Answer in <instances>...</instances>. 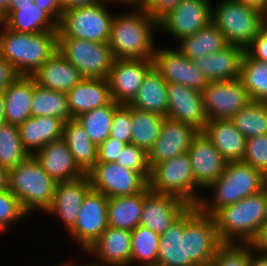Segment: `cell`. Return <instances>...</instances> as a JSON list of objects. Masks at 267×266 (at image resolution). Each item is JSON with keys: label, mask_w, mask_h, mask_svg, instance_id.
Instances as JSON below:
<instances>
[{"label": "cell", "mask_w": 267, "mask_h": 266, "mask_svg": "<svg viewBox=\"0 0 267 266\" xmlns=\"http://www.w3.org/2000/svg\"><path fill=\"white\" fill-rule=\"evenodd\" d=\"M132 9L134 12L113 17L108 40L111 52L115 59L153 60L156 47L152 36L158 22L142 7Z\"/></svg>", "instance_id": "obj_1"}, {"label": "cell", "mask_w": 267, "mask_h": 266, "mask_svg": "<svg viewBox=\"0 0 267 266\" xmlns=\"http://www.w3.org/2000/svg\"><path fill=\"white\" fill-rule=\"evenodd\" d=\"M0 27V55L18 75L32 76L57 51V32L18 33L2 22Z\"/></svg>", "instance_id": "obj_2"}, {"label": "cell", "mask_w": 267, "mask_h": 266, "mask_svg": "<svg viewBox=\"0 0 267 266\" xmlns=\"http://www.w3.org/2000/svg\"><path fill=\"white\" fill-rule=\"evenodd\" d=\"M213 217L222 243H249L267 221V189L222 207Z\"/></svg>", "instance_id": "obj_3"}, {"label": "cell", "mask_w": 267, "mask_h": 266, "mask_svg": "<svg viewBox=\"0 0 267 266\" xmlns=\"http://www.w3.org/2000/svg\"><path fill=\"white\" fill-rule=\"evenodd\" d=\"M265 186L266 176L261 171L242 161L227 162L222 175L208 187L213 190L211 200L202 197L198 208L213 216L222 207L256 194Z\"/></svg>", "instance_id": "obj_4"}, {"label": "cell", "mask_w": 267, "mask_h": 266, "mask_svg": "<svg viewBox=\"0 0 267 266\" xmlns=\"http://www.w3.org/2000/svg\"><path fill=\"white\" fill-rule=\"evenodd\" d=\"M56 184L32 155L8 170V189L29 215L37 210L46 212L53 202Z\"/></svg>", "instance_id": "obj_5"}, {"label": "cell", "mask_w": 267, "mask_h": 266, "mask_svg": "<svg viewBox=\"0 0 267 266\" xmlns=\"http://www.w3.org/2000/svg\"><path fill=\"white\" fill-rule=\"evenodd\" d=\"M212 23L231 45L244 49L265 28V13L238 0H222L212 5Z\"/></svg>", "instance_id": "obj_6"}, {"label": "cell", "mask_w": 267, "mask_h": 266, "mask_svg": "<svg viewBox=\"0 0 267 266\" xmlns=\"http://www.w3.org/2000/svg\"><path fill=\"white\" fill-rule=\"evenodd\" d=\"M148 188L155 193L176 196L190 206H198L202 198L193 178L188 153L155 164L151 168Z\"/></svg>", "instance_id": "obj_7"}, {"label": "cell", "mask_w": 267, "mask_h": 266, "mask_svg": "<svg viewBox=\"0 0 267 266\" xmlns=\"http://www.w3.org/2000/svg\"><path fill=\"white\" fill-rule=\"evenodd\" d=\"M106 3L103 0L94 5L63 11L57 37L108 43L114 14L106 8Z\"/></svg>", "instance_id": "obj_8"}, {"label": "cell", "mask_w": 267, "mask_h": 266, "mask_svg": "<svg viewBox=\"0 0 267 266\" xmlns=\"http://www.w3.org/2000/svg\"><path fill=\"white\" fill-rule=\"evenodd\" d=\"M57 50L84 78L108 79L115 59L108 43L71 37H57Z\"/></svg>", "instance_id": "obj_9"}, {"label": "cell", "mask_w": 267, "mask_h": 266, "mask_svg": "<svg viewBox=\"0 0 267 266\" xmlns=\"http://www.w3.org/2000/svg\"><path fill=\"white\" fill-rule=\"evenodd\" d=\"M91 188L108 198L142 193L148 180L139 172L117 163H96L87 173Z\"/></svg>", "instance_id": "obj_10"}, {"label": "cell", "mask_w": 267, "mask_h": 266, "mask_svg": "<svg viewBox=\"0 0 267 266\" xmlns=\"http://www.w3.org/2000/svg\"><path fill=\"white\" fill-rule=\"evenodd\" d=\"M202 92L208 120L230 119L252 101L240 78L208 81Z\"/></svg>", "instance_id": "obj_11"}, {"label": "cell", "mask_w": 267, "mask_h": 266, "mask_svg": "<svg viewBox=\"0 0 267 266\" xmlns=\"http://www.w3.org/2000/svg\"><path fill=\"white\" fill-rule=\"evenodd\" d=\"M211 16L210 0H181L158 22V29L180 41L208 26L212 22Z\"/></svg>", "instance_id": "obj_12"}, {"label": "cell", "mask_w": 267, "mask_h": 266, "mask_svg": "<svg viewBox=\"0 0 267 266\" xmlns=\"http://www.w3.org/2000/svg\"><path fill=\"white\" fill-rule=\"evenodd\" d=\"M108 197L91 189L80 208L74 227L68 232L85 252L108 227Z\"/></svg>", "instance_id": "obj_13"}, {"label": "cell", "mask_w": 267, "mask_h": 266, "mask_svg": "<svg viewBox=\"0 0 267 266\" xmlns=\"http://www.w3.org/2000/svg\"><path fill=\"white\" fill-rule=\"evenodd\" d=\"M154 68L167 83L185 85L202 92L208 84L204 74L195 67L192 60L177 48H158L153 56Z\"/></svg>", "instance_id": "obj_14"}, {"label": "cell", "mask_w": 267, "mask_h": 266, "mask_svg": "<svg viewBox=\"0 0 267 266\" xmlns=\"http://www.w3.org/2000/svg\"><path fill=\"white\" fill-rule=\"evenodd\" d=\"M153 67V60L114 59L108 77L112 99L119 104H129Z\"/></svg>", "instance_id": "obj_15"}, {"label": "cell", "mask_w": 267, "mask_h": 266, "mask_svg": "<svg viewBox=\"0 0 267 266\" xmlns=\"http://www.w3.org/2000/svg\"><path fill=\"white\" fill-rule=\"evenodd\" d=\"M221 244L213 216L200 211L186 225L187 256L195 266H208Z\"/></svg>", "instance_id": "obj_16"}, {"label": "cell", "mask_w": 267, "mask_h": 266, "mask_svg": "<svg viewBox=\"0 0 267 266\" xmlns=\"http://www.w3.org/2000/svg\"><path fill=\"white\" fill-rule=\"evenodd\" d=\"M189 207L190 205L176 196L155 193L147 187L144 190V205L139 225L161 235Z\"/></svg>", "instance_id": "obj_17"}, {"label": "cell", "mask_w": 267, "mask_h": 266, "mask_svg": "<svg viewBox=\"0 0 267 266\" xmlns=\"http://www.w3.org/2000/svg\"><path fill=\"white\" fill-rule=\"evenodd\" d=\"M168 118L193 126L202 132L208 122L203 92L177 83H167Z\"/></svg>", "instance_id": "obj_18"}, {"label": "cell", "mask_w": 267, "mask_h": 266, "mask_svg": "<svg viewBox=\"0 0 267 266\" xmlns=\"http://www.w3.org/2000/svg\"><path fill=\"white\" fill-rule=\"evenodd\" d=\"M187 153L193 178L199 189H208L222 175L227 165L225 158L203 132L193 138Z\"/></svg>", "instance_id": "obj_19"}, {"label": "cell", "mask_w": 267, "mask_h": 266, "mask_svg": "<svg viewBox=\"0 0 267 266\" xmlns=\"http://www.w3.org/2000/svg\"><path fill=\"white\" fill-rule=\"evenodd\" d=\"M198 133L191 125L165 117L159 138L148 153L150 167L187 153Z\"/></svg>", "instance_id": "obj_20"}, {"label": "cell", "mask_w": 267, "mask_h": 266, "mask_svg": "<svg viewBox=\"0 0 267 266\" xmlns=\"http://www.w3.org/2000/svg\"><path fill=\"white\" fill-rule=\"evenodd\" d=\"M200 212L190 206L160 235L157 266H195L187 256L186 225Z\"/></svg>", "instance_id": "obj_21"}, {"label": "cell", "mask_w": 267, "mask_h": 266, "mask_svg": "<svg viewBox=\"0 0 267 266\" xmlns=\"http://www.w3.org/2000/svg\"><path fill=\"white\" fill-rule=\"evenodd\" d=\"M91 189L87 174L77 180L57 183L53 202L46 213L59 216L69 232L74 227L83 201Z\"/></svg>", "instance_id": "obj_22"}, {"label": "cell", "mask_w": 267, "mask_h": 266, "mask_svg": "<svg viewBox=\"0 0 267 266\" xmlns=\"http://www.w3.org/2000/svg\"><path fill=\"white\" fill-rule=\"evenodd\" d=\"M33 156L56 183L77 180L86 175L75 163L62 138L45 145Z\"/></svg>", "instance_id": "obj_23"}, {"label": "cell", "mask_w": 267, "mask_h": 266, "mask_svg": "<svg viewBox=\"0 0 267 266\" xmlns=\"http://www.w3.org/2000/svg\"><path fill=\"white\" fill-rule=\"evenodd\" d=\"M131 247V231L108 226L85 252L96 255V259L100 258L97 262L101 264L131 266Z\"/></svg>", "instance_id": "obj_24"}, {"label": "cell", "mask_w": 267, "mask_h": 266, "mask_svg": "<svg viewBox=\"0 0 267 266\" xmlns=\"http://www.w3.org/2000/svg\"><path fill=\"white\" fill-rule=\"evenodd\" d=\"M245 49L229 44L223 50L193 59L192 62L208 81L235 80L240 78Z\"/></svg>", "instance_id": "obj_25"}, {"label": "cell", "mask_w": 267, "mask_h": 266, "mask_svg": "<svg viewBox=\"0 0 267 266\" xmlns=\"http://www.w3.org/2000/svg\"><path fill=\"white\" fill-rule=\"evenodd\" d=\"M36 85L67 93L84 79L81 72L58 50L32 75Z\"/></svg>", "instance_id": "obj_26"}, {"label": "cell", "mask_w": 267, "mask_h": 266, "mask_svg": "<svg viewBox=\"0 0 267 266\" xmlns=\"http://www.w3.org/2000/svg\"><path fill=\"white\" fill-rule=\"evenodd\" d=\"M66 94L68 107L74 119L113 101L108 79L84 78Z\"/></svg>", "instance_id": "obj_27"}, {"label": "cell", "mask_w": 267, "mask_h": 266, "mask_svg": "<svg viewBox=\"0 0 267 266\" xmlns=\"http://www.w3.org/2000/svg\"><path fill=\"white\" fill-rule=\"evenodd\" d=\"M2 23L18 33L58 32L59 23L39 5H18V9H8L1 17Z\"/></svg>", "instance_id": "obj_28"}, {"label": "cell", "mask_w": 267, "mask_h": 266, "mask_svg": "<svg viewBox=\"0 0 267 266\" xmlns=\"http://www.w3.org/2000/svg\"><path fill=\"white\" fill-rule=\"evenodd\" d=\"M202 132L227 162L242 161L247 139L230 119L208 120Z\"/></svg>", "instance_id": "obj_29"}, {"label": "cell", "mask_w": 267, "mask_h": 266, "mask_svg": "<svg viewBox=\"0 0 267 266\" xmlns=\"http://www.w3.org/2000/svg\"><path fill=\"white\" fill-rule=\"evenodd\" d=\"M35 80L19 75L4 91L6 123L19 126L31 117Z\"/></svg>", "instance_id": "obj_30"}, {"label": "cell", "mask_w": 267, "mask_h": 266, "mask_svg": "<svg viewBox=\"0 0 267 266\" xmlns=\"http://www.w3.org/2000/svg\"><path fill=\"white\" fill-rule=\"evenodd\" d=\"M63 125L56 117H29L18 126L23 147L33 156L45 145L62 138Z\"/></svg>", "instance_id": "obj_31"}, {"label": "cell", "mask_w": 267, "mask_h": 266, "mask_svg": "<svg viewBox=\"0 0 267 266\" xmlns=\"http://www.w3.org/2000/svg\"><path fill=\"white\" fill-rule=\"evenodd\" d=\"M128 105L140 110L167 116V82L154 67L146 74L136 96Z\"/></svg>", "instance_id": "obj_32"}, {"label": "cell", "mask_w": 267, "mask_h": 266, "mask_svg": "<svg viewBox=\"0 0 267 266\" xmlns=\"http://www.w3.org/2000/svg\"><path fill=\"white\" fill-rule=\"evenodd\" d=\"M62 139L75 163L87 174L96 164L98 147L91 141L83 126L74 118L65 122Z\"/></svg>", "instance_id": "obj_33"}, {"label": "cell", "mask_w": 267, "mask_h": 266, "mask_svg": "<svg viewBox=\"0 0 267 266\" xmlns=\"http://www.w3.org/2000/svg\"><path fill=\"white\" fill-rule=\"evenodd\" d=\"M144 205V191L139 194L108 199V226L132 231L140 222Z\"/></svg>", "instance_id": "obj_34"}, {"label": "cell", "mask_w": 267, "mask_h": 266, "mask_svg": "<svg viewBox=\"0 0 267 266\" xmlns=\"http://www.w3.org/2000/svg\"><path fill=\"white\" fill-rule=\"evenodd\" d=\"M178 50L193 60L223 50L229 45L224 34L211 22L197 33L180 40Z\"/></svg>", "instance_id": "obj_35"}, {"label": "cell", "mask_w": 267, "mask_h": 266, "mask_svg": "<svg viewBox=\"0 0 267 266\" xmlns=\"http://www.w3.org/2000/svg\"><path fill=\"white\" fill-rule=\"evenodd\" d=\"M165 116L131 107V143L147 153L159 138Z\"/></svg>", "instance_id": "obj_36"}, {"label": "cell", "mask_w": 267, "mask_h": 266, "mask_svg": "<svg viewBox=\"0 0 267 266\" xmlns=\"http://www.w3.org/2000/svg\"><path fill=\"white\" fill-rule=\"evenodd\" d=\"M31 116L56 117L64 123L73 119L68 107L67 94L36 85L31 104Z\"/></svg>", "instance_id": "obj_37"}, {"label": "cell", "mask_w": 267, "mask_h": 266, "mask_svg": "<svg viewBox=\"0 0 267 266\" xmlns=\"http://www.w3.org/2000/svg\"><path fill=\"white\" fill-rule=\"evenodd\" d=\"M120 105L113 100L109 105L95 108L76 118L97 147L110 136L112 119Z\"/></svg>", "instance_id": "obj_38"}, {"label": "cell", "mask_w": 267, "mask_h": 266, "mask_svg": "<svg viewBox=\"0 0 267 266\" xmlns=\"http://www.w3.org/2000/svg\"><path fill=\"white\" fill-rule=\"evenodd\" d=\"M230 120L246 138L267 134V102L251 101Z\"/></svg>", "instance_id": "obj_39"}, {"label": "cell", "mask_w": 267, "mask_h": 266, "mask_svg": "<svg viewBox=\"0 0 267 266\" xmlns=\"http://www.w3.org/2000/svg\"><path fill=\"white\" fill-rule=\"evenodd\" d=\"M240 80L252 101L267 102V62L243 55Z\"/></svg>", "instance_id": "obj_40"}, {"label": "cell", "mask_w": 267, "mask_h": 266, "mask_svg": "<svg viewBox=\"0 0 267 266\" xmlns=\"http://www.w3.org/2000/svg\"><path fill=\"white\" fill-rule=\"evenodd\" d=\"M131 265H157L160 235L138 225L131 231Z\"/></svg>", "instance_id": "obj_41"}, {"label": "cell", "mask_w": 267, "mask_h": 266, "mask_svg": "<svg viewBox=\"0 0 267 266\" xmlns=\"http://www.w3.org/2000/svg\"><path fill=\"white\" fill-rule=\"evenodd\" d=\"M20 140L17 125L4 123L0 126V165L9 170L29 157Z\"/></svg>", "instance_id": "obj_42"}, {"label": "cell", "mask_w": 267, "mask_h": 266, "mask_svg": "<svg viewBox=\"0 0 267 266\" xmlns=\"http://www.w3.org/2000/svg\"><path fill=\"white\" fill-rule=\"evenodd\" d=\"M250 257L248 243H222L208 266H249Z\"/></svg>", "instance_id": "obj_43"}, {"label": "cell", "mask_w": 267, "mask_h": 266, "mask_svg": "<svg viewBox=\"0 0 267 266\" xmlns=\"http://www.w3.org/2000/svg\"><path fill=\"white\" fill-rule=\"evenodd\" d=\"M28 213L23 209L19 199L9 190L0 191V232H4L11 224L25 218Z\"/></svg>", "instance_id": "obj_44"}, {"label": "cell", "mask_w": 267, "mask_h": 266, "mask_svg": "<svg viewBox=\"0 0 267 266\" xmlns=\"http://www.w3.org/2000/svg\"><path fill=\"white\" fill-rule=\"evenodd\" d=\"M122 167L134 170L149 180L151 167L149 165L148 153L136 145L129 143L123 150L119 158L115 161Z\"/></svg>", "instance_id": "obj_45"}, {"label": "cell", "mask_w": 267, "mask_h": 266, "mask_svg": "<svg viewBox=\"0 0 267 266\" xmlns=\"http://www.w3.org/2000/svg\"><path fill=\"white\" fill-rule=\"evenodd\" d=\"M242 162L249 164L267 176V134L246 140Z\"/></svg>", "instance_id": "obj_46"}, {"label": "cell", "mask_w": 267, "mask_h": 266, "mask_svg": "<svg viewBox=\"0 0 267 266\" xmlns=\"http://www.w3.org/2000/svg\"><path fill=\"white\" fill-rule=\"evenodd\" d=\"M132 125L131 106L128 104H121L115 110L110 136L129 144L131 143Z\"/></svg>", "instance_id": "obj_47"}, {"label": "cell", "mask_w": 267, "mask_h": 266, "mask_svg": "<svg viewBox=\"0 0 267 266\" xmlns=\"http://www.w3.org/2000/svg\"><path fill=\"white\" fill-rule=\"evenodd\" d=\"M127 143L109 136L98 146L96 163H114Z\"/></svg>", "instance_id": "obj_48"}, {"label": "cell", "mask_w": 267, "mask_h": 266, "mask_svg": "<svg viewBox=\"0 0 267 266\" xmlns=\"http://www.w3.org/2000/svg\"><path fill=\"white\" fill-rule=\"evenodd\" d=\"M181 0H144L142 8L157 22L174 9Z\"/></svg>", "instance_id": "obj_49"}, {"label": "cell", "mask_w": 267, "mask_h": 266, "mask_svg": "<svg viewBox=\"0 0 267 266\" xmlns=\"http://www.w3.org/2000/svg\"><path fill=\"white\" fill-rule=\"evenodd\" d=\"M245 52L255 60L267 62V29L261 30L251 43L245 48Z\"/></svg>", "instance_id": "obj_50"}, {"label": "cell", "mask_w": 267, "mask_h": 266, "mask_svg": "<svg viewBox=\"0 0 267 266\" xmlns=\"http://www.w3.org/2000/svg\"><path fill=\"white\" fill-rule=\"evenodd\" d=\"M18 76L13 66L0 55V92H3Z\"/></svg>", "instance_id": "obj_51"}, {"label": "cell", "mask_w": 267, "mask_h": 266, "mask_svg": "<svg viewBox=\"0 0 267 266\" xmlns=\"http://www.w3.org/2000/svg\"><path fill=\"white\" fill-rule=\"evenodd\" d=\"M252 250L259 253H267V221L258 230L248 243Z\"/></svg>", "instance_id": "obj_52"}, {"label": "cell", "mask_w": 267, "mask_h": 266, "mask_svg": "<svg viewBox=\"0 0 267 266\" xmlns=\"http://www.w3.org/2000/svg\"><path fill=\"white\" fill-rule=\"evenodd\" d=\"M36 5L47 11L58 23L62 17L61 0H34Z\"/></svg>", "instance_id": "obj_53"}, {"label": "cell", "mask_w": 267, "mask_h": 266, "mask_svg": "<svg viewBox=\"0 0 267 266\" xmlns=\"http://www.w3.org/2000/svg\"><path fill=\"white\" fill-rule=\"evenodd\" d=\"M102 1L103 0H61L62 12L72 8L94 5Z\"/></svg>", "instance_id": "obj_54"}, {"label": "cell", "mask_w": 267, "mask_h": 266, "mask_svg": "<svg viewBox=\"0 0 267 266\" xmlns=\"http://www.w3.org/2000/svg\"><path fill=\"white\" fill-rule=\"evenodd\" d=\"M251 249L249 266H267V253H259ZM256 254V255H255Z\"/></svg>", "instance_id": "obj_55"}, {"label": "cell", "mask_w": 267, "mask_h": 266, "mask_svg": "<svg viewBox=\"0 0 267 266\" xmlns=\"http://www.w3.org/2000/svg\"><path fill=\"white\" fill-rule=\"evenodd\" d=\"M246 6L253 7L257 10L267 13V0H238Z\"/></svg>", "instance_id": "obj_56"}, {"label": "cell", "mask_w": 267, "mask_h": 266, "mask_svg": "<svg viewBox=\"0 0 267 266\" xmlns=\"http://www.w3.org/2000/svg\"><path fill=\"white\" fill-rule=\"evenodd\" d=\"M8 189V170L0 165V191Z\"/></svg>", "instance_id": "obj_57"}, {"label": "cell", "mask_w": 267, "mask_h": 266, "mask_svg": "<svg viewBox=\"0 0 267 266\" xmlns=\"http://www.w3.org/2000/svg\"><path fill=\"white\" fill-rule=\"evenodd\" d=\"M109 1V0H105ZM113 1V0H111ZM118 3L125 4L124 6H130V8L142 7L144 5V0H116ZM115 2V0H114Z\"/></svg>", "instance_id": "obj_58"}, {"label": "cell", "mask_w": 267, "mask_h": 266, "mask_svg": "<svg viewBox=\"0 0 267 266\" xmlns=\"http://www.w3.org/2000/svg\"><path fill=\"white\" fill-rule=\"evenodd\" d=\"M6 123L5 120V99L4 93L0 92V126Z\"/></svg>", "instance_id": "obj_59"}, {"label": "cell", "mask_w": 267, "mask_h": 266, "mask_svg": "<svg viewBox=\"0 0 267 266\" xmlns=\"http://www.w3.org/2000/svg\"><path fill=\"white\" fill-rule=\"evenodd\" d=\"M34 4V0H11L9 9H18V5Z\"/></svg>", "instance_id": "obj_60"}, {"label": "cell", "mask_w": 267, "mask_h": 266, "mask_svg": "<svg viewBox=\"0 0 267 266\" xmlns=\"http://www.w3.org/2000/svg\"><path fill=\"white\" fill-rule=\"evenodd\" d=\"M11 0H0V18L8 11Z\"/></svg>", "instance_id": "obj_61"}, {"label": "cell", "mask_w": 267, "mask_h": 266, "mask_svg": "<svg viewBox=\"0 0 267 266\" xmlns=\"http://www.w3.org/2000/svg\"><path fill=\"white\" fill-rule=\"evenodd\" d=\"M81 266H112V265H105V264H101V263H90V264H84V265H81Z\"/></svg>", "instance_id": "obj_62"}, {"label": "cell", "mask_w": 267, "mask_h": 266, "mask_svg": "<svg viewBox=\"0 0 267 266\" xmlns=\"http://www.w3.org/2000/svg\"><path fill=\"white\" fill-rule=\"evenodd\" d=\"M62 263H63V262H61L60 265H56V266H72V265L70 264V263H71L70 261H69L68 263H66V262L63 263V264H62Z\"/></svg>", "instance_id": "obj_63"}, {"label": "cell", "mask_w": 267, "mask_h": 266, "mask_svg": "<svg viewBox=\"0 0 267 266\" xmlns=\"http://www.w3.org/2000/svg\"><path fill=\"white\" fill-rule=\"evenodd\" d=\"M265 28L267 29V13L265 14Z\"/></svg>", "instance_id": "obj_64"}, {"label": "cell", "mask_w": 267, "mask_h": 266, "mask_svg": "<svg viewBox=\"0 0 267 266\" xmlns=\"http://www.w3.org/2000/svg\"><path fill=\"white\" fill-rule=\"evenodd\" d=\"M128 266H130V265H128ZM136 266H138V265H136ZM139 266H145V265H139ZM147 266H157V265H147Z\"/></svg>", "instance_id": "obj_65"}]
</instances>
